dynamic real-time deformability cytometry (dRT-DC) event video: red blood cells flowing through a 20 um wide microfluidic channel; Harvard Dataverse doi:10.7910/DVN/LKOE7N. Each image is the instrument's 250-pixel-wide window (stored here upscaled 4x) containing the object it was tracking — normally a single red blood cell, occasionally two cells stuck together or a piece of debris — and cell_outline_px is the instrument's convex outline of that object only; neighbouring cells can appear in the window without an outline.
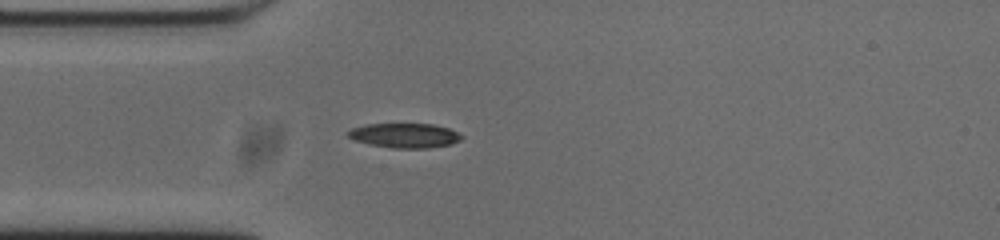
{"species": "common noctule bat (a hibernating species)", "species_latin": "Nyctalus noctula", "temperature_condition": "cold", "stored_images_in_passage": 41, "camera_frame_rate_fps": 3000, "um_per_image_px": 0.085, "animal": {"sex": "male", "body_mass_g": 20.0, "forearm_length_mm": 53.3}, "frame": {"image": 1, "passage_image": 1, "time_ms": 0.0, "image_size_px": [1000, 240], "cell_outline_px": [[464, 136], [460, 140], [452, 144], [428, 148], [392, 148], [368, 144], [356, 140], [348, 136], [344, 132], [352, 128], [368, 124], [432, 124], [448, 128]], "centroid_in_image_um": [34.39, 11.52], "position_along_channel_um": 50.6, "area_um2": 16.24}}
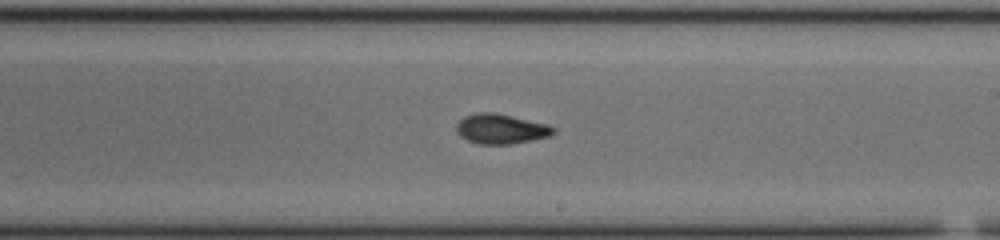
{"frame": {"image": 2, "passage_image": 17, "time_ms": 5.333, "image_size_px": [1000, 240], "cell_outline_px": [[556, 132], [548, 136], [532, 140], [512, 144], [480, 144], [468, 140], [460, 136], [456, 132], [456, 124], [464, 116], [476, 112], [496, 112], [548, 124], [556, 128]], "centroid_in_image_um": [42.58, 10.94], "position_along_channel_um": 246.4, "area_um2": 17.05}}
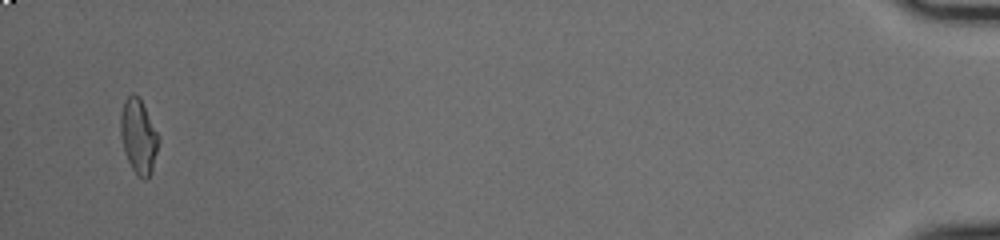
{"frame": {"image": 3, "passage_image": 39, "time_ms": 12.667, "image_size_px": [1000, 240], "cell_outline_px": [[160, 140], [152, 172], [144, 180], [132, 168], [124, 152], [120, 136], [120, 112], [124, 100], [132, 92], [140, 96]], "centroid_in_image_um": [11.76, 11.54], "position_along_channel_um": 423.4, "area_um2": 16.59}, "authors_computed_cell_mechanics": {"area_um2": 16.4152, "velocity_mm_per_s": 3.7486, "shape_relaxation_time_tau1_ms": 5.5903, "shape_relaxation_time_tau2_ms": 2.5378, "deformation_change_tau1": 0.1971, "deformation_change_tau2": 0.0736}}